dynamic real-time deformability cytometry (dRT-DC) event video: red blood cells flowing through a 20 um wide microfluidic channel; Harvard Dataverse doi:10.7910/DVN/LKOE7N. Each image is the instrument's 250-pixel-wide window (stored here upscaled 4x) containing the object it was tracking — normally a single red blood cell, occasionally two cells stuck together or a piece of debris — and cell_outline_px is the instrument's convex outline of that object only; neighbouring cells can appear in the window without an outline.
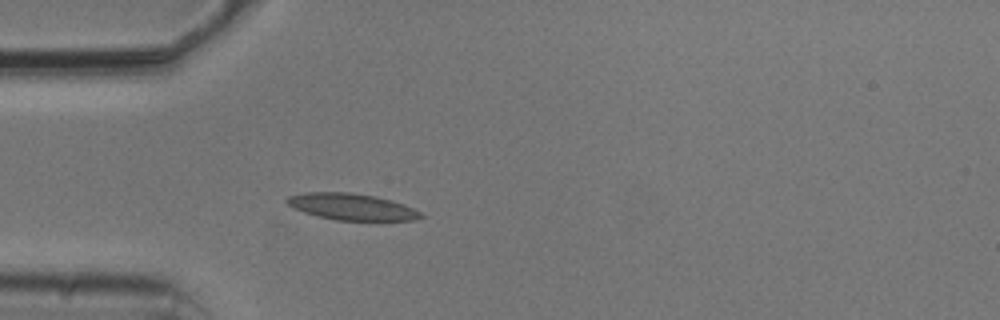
{"species": "common noctule bat (a hibernating species)", "species_latin": "Nyctalus noctula", "temperature_condition": "cold", "stored_images_in_passage": 5, "camera_frame_rate_fps": 3000, "um_per_image_px": 0.085, "animal": {"sex": "male", "body_mass_g": 20.5, "forearm_length_mm": 52.5}, "frame": {"image": 1, "passage_image": 1, "time_ms": 0.0, "image_size_px": [1000, 320], "cell_outline_px": [[424, 216], [416, 220], [336, 220], [316, 216], [304, 212], [288, 204], [284, 200], [288, 196], [304, 192], [348, 192], [376, 196], [392, 200], [404, 204], [420, 212]], "centroid_in_image_um": [29.89, 17.57], "position_along_channel_um": 55.1, "area_um2": 20.63}}
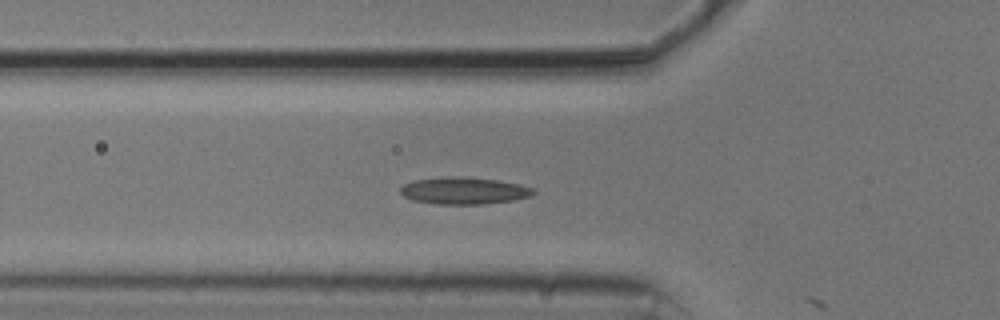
{"frame": {"image": 2, "passage_image": 4, "time_ms": 1.0, "image_size_px": [1000, 320], "cell_outline_px": [[536, 192], [532, 196], [512, 200], [484, 204], [436, 204], [412, 200], [404, 196], [400, 192], [400, 188], [404, 184], [412, 180], [452, 176], [460, 176], [496, 180], [520, 184], [532, 188]], "centroid_in_image_um": [39.42, 16.21], "position_along_channel_um": 86.4, "area_um2": 20.92}}